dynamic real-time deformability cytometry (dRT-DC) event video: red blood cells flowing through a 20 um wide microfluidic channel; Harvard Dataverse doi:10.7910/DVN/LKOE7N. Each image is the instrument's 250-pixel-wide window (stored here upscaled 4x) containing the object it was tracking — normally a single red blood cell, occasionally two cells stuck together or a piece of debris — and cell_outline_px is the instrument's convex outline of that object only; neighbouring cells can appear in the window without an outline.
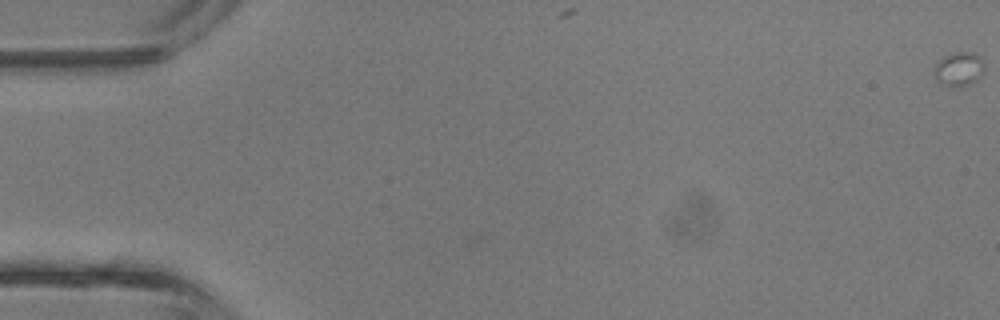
{"species": "common noctule bat (a hibernating species)", "species_latin": "Nyctalus noctula", "temperature_condition": "room temperature", "stored_images_in_passage": 6, "camera_frame_rate_fps": 3000, "um_per_image_px": 0.085, "animal": {"sex": "male", "body_mass_g": 13.3}, "frame": {"image": 1, "passage_image": 1, "time_ms": 0.0, "image_size_px": [1000, 320], "cell_outline_px": [[984, 72], [976, 80], [960, 88], [952, 88], [936, 80], [932, 72], [936, 64], [944, 56], [956, 52], [972, 52], [980, 56], [984, 60]], "centroid_in_image_um": [81.51, 5.88], "position_along_channel_um": 3.5, "area_um2": 10.17}}